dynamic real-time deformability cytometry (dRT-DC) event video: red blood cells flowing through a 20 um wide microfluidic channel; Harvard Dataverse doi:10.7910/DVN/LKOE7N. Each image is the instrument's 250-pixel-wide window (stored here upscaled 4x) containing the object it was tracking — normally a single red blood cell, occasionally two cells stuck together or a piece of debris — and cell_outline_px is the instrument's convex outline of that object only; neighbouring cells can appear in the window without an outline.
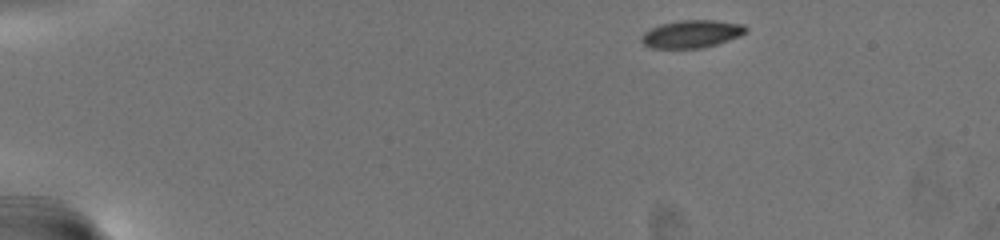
{"species": "common noctule bat (a hibernating species)", "species_latin": "Nyctalus noctula", "temperature_condition": "warm", "stored_images_in_passage": 55, "camera_frame_rate_fps": 3000, "um_per_image_px": 0.085, "animal": {"sex": "female", "body_mass_g": 19.5, "forearm_length_mm": 54.1}, "frame": {"image": 1, "passage_image": 1, "time_ms": 0.0, "image_size_px": [1000, 240], "cell_outline_px": [[748, 32], [740, 36], [716, 44], [700, 48], [652, 48], [644, 44], [640, 40], [640, 36], [644, 32], [660, 24], [680, 20], [716, 20], [744, 24], [748, 28]], "centroid_in_image_um": [58.81, 2.88], "position_along_channel_um": 26.2, "area_um2": 16.94}}
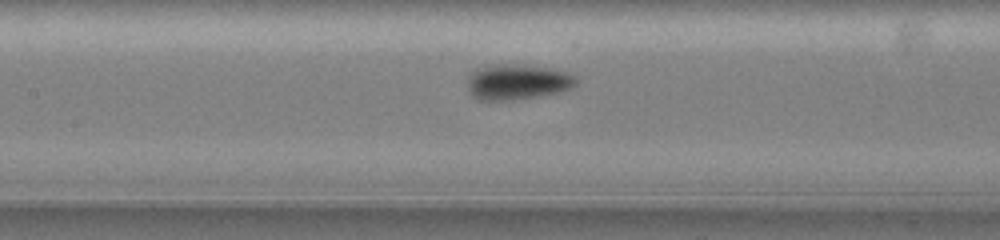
{"frame": {"image": 2, "passage_image": 25, "time_ms": 8.0, "image_size_px": [1000, 240], "cell_outline_px": [[576, 84], [572, 88], [560, 92], [512, 100], [480, 100], [472, 96], [468, 92], [468, 72], [476, 68], [492, 64], [524, 64], [556, 68], [568, 72], [576, 76]], "centroid_in_image_um": [43.96, 6.93], "position_along_channel_um": 163.4, "area_um2": 23.0}}
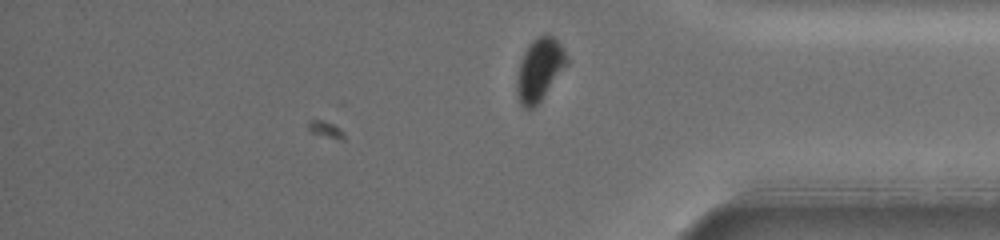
{"frame": {"image": 3, "passage_image": 48, "time_ms": 15.667, "image_size_px": [1000, 240], "cell_outline_px": [[568, 64], [540, 100], [532, 108], [524, 108], [520, 104], [516, 92], [516, 80], [520, 64], [524, 52], [532, 40], [540, 36], [552, 36], [560, 44], [568, 56]], "centroid_in_image_um": [45.85, 5.92], "position_along_channel_um": 389.3, "area_um2": 17.8}, "authors_computed_cell_mechanics": {"area_um2": 19.7676, "velocity_mm_per_s": 3.0589, "shape_relaxation_time_tau1_ms": 3.7891, "shape_relaxation_time_tau2_ms": null, "deformation_change_tau1": 0.1341, "deformation_change_tau2": null}}